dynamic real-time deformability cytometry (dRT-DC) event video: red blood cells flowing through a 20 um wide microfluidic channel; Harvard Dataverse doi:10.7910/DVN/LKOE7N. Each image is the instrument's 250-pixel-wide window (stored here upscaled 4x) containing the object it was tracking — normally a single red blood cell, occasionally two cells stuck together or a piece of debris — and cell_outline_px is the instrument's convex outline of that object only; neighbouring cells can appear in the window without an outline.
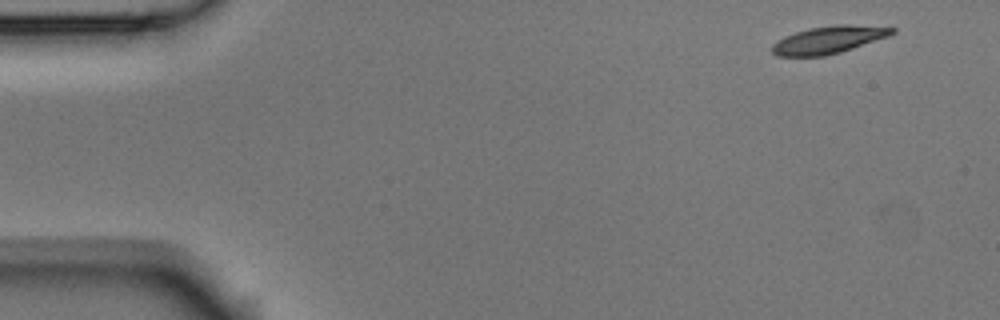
{"species": "Egyptian fruit bat (a non-hibernating species)", "species_latin": "Rousettus aegyptiacus", "temperature_condition": "room temperature", "stored_images_in_passage": 3, "camera_frame_rate_fps": 3000, "um_per_image_px": 0.085, "animal": {"sex": "male"}, "frame": {"image": 1, "passage_image": 1, "time_ms": 0.0, "image_size_px": [1000, 320], "cell_outline_px": [[896, 32], [888, 36], [840, 52], [824, 56], [776, 56], [772, 52], [772, 44], [784, 36], [796, 32], [812, 28], [836, 24], [852, 24], [896, 28]], "centroid_in_image_um": [70.42, 3.38], "position_along_channel_um": 14.6, "area_um2": 19.02}}
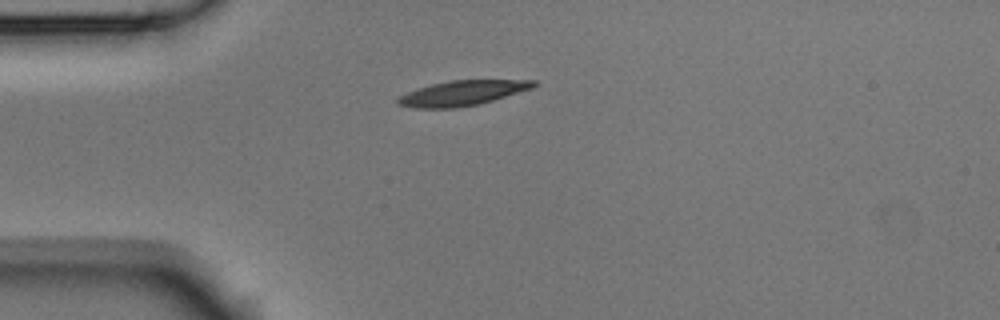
{"frame": {"image": 2, "passage_image": 3, "time_ms": 0.667, "image_size_px": [1000, 320], "cell_outline_px": [[540, 84], [532, 88], [480, 104], [456, 108], [416, 108], [396, 104], [396, 100], [400, 96], [408, 92], [432, 84], [452, 80], [536, 80]], "centroid_in_image_um": [39.33, 7.91], "position_along_channel_um": 45.7, "area_um2": 19.65}}